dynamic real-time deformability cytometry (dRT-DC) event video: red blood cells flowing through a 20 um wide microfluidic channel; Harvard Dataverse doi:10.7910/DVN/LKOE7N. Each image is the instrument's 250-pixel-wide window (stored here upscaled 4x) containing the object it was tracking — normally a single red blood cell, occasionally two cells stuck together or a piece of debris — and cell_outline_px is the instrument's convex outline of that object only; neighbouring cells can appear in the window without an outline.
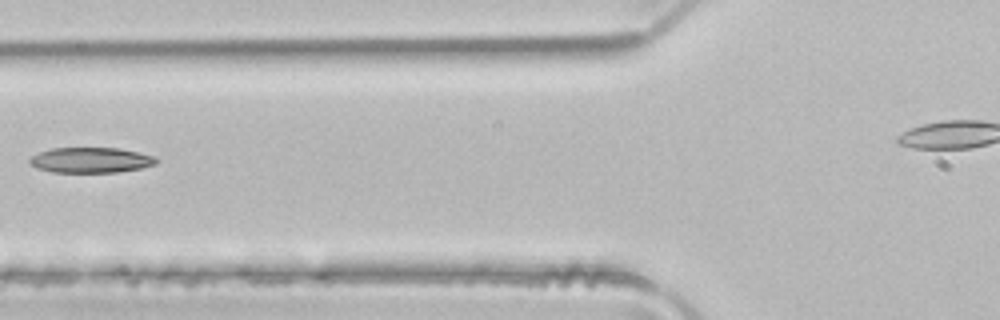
{"species": "common noctule bat (a hibernating species)", "species_latin": "Nyctalus noctula", "temperature_condition": "room temperature", "stored_images_in_passage": 5, "camera_frame_rate_fps": 3000, "um_per_image_px": 0.085, "animal": {"sex": "male", "body_mass_g": 21.5, "forearm_length_mm": 52.0}, "frame": {"image": 1, "passage_image": 5, "time_ms": 1.333, "image_size_px": [1000, 320], "cell_outline_px": [[156, 164], [140, 168], [116, 172], [52, 172], [36, 168], [28, 160], [32, 156], [40, 152], [52, 148], [120, 148], [156, 156]], "centroid_in_image_um": [7.72, 13.6], "position_along_channel_um": 118.1, "area_um2": 18.61}}